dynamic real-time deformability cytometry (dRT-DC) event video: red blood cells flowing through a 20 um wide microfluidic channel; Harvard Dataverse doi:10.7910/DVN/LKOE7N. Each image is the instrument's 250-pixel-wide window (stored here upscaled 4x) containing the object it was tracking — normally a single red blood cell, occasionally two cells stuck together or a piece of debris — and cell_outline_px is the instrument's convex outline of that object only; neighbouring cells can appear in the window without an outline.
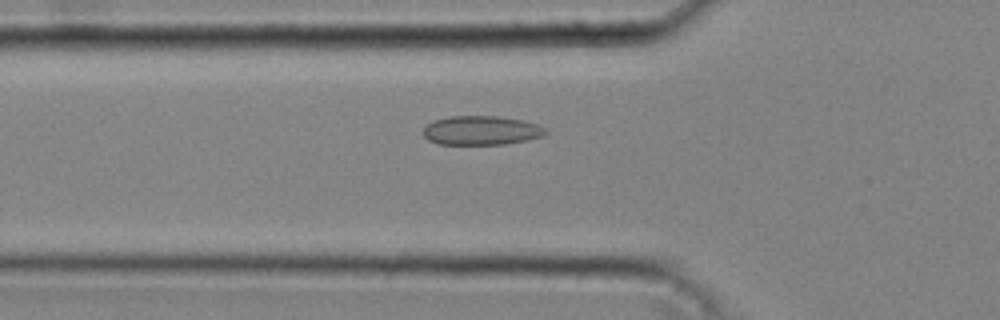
{"species": "common noctule bat (a hibernating species)", "species_latin": "Nyctalus noctula", "temperature_condition": "cold", "stored_images_in_passage": 41, "camera_frame_rate_fps": 3000, "um_per_image_px": 0.085, "animal": {"sex": "male", "body_mass_g": 20.4}, "frame": {"image": 1, "passage_image": 16, "time_ms": 5.0, "image_size_px": [1000, 320], "cell_outline_px": [[548, 132], [544, 136], [528, 140], [504, 144], [436, 144], [428, 140], [424, 136], [424, 128], [428, 124], [436, 120], [448, 116], [496, 116], [524, 120], [536, 124], [544, 128]], "centroid_in_image_um": [40.93, 11.09], "position_along_channel_um": 84.9, "area_um2": 20.75}}
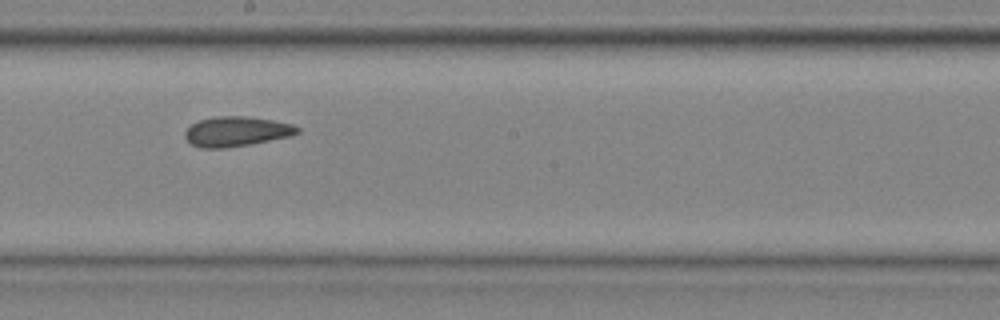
{"frame": {"image": 2, "passage_image": 26, "time_ms": 8.333, "image_size_px": [1000, 320], "cell_outline_px": [[300, 132], [292, 136], [248, 144], [224, 148], [200, 148], [192, 144], [184, 136], [184, 132], [192, 124], [200, 120], [216, 116], [244, 116], [272, 120], [292, 124], [300, 128]], "centroid_in_image_um": [20.11, 11.17], "position_along_channel_um": 228.1, "area_um2": 19.42}}
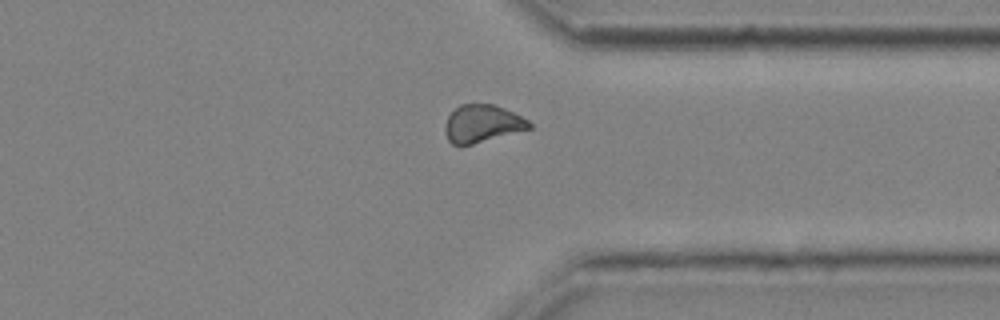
{"frame": {"image": 3, "passage_image": 36, "time_ms": 11.667, "image_size_px": [1000, 320], "cell_outline_px": [[532, 128], [472, 144], [452, 144], [448, 140], [444, 132], [444, 128], [448, 116], [460, 104], [492, 104], [504, 108], [528, 120], [532, 124]], "centroid_in_image_um": [40.98, 10.5], "position_along_channel_um": 370.4, "area_um2": 18.21}, "authors_computed_cell_mechanics": {"area_um2": 19.652, "velocity_mm_per_s": 4.3005, "shape_relaxation_time_tau1_ms": 5.2476, "shape_relaxation_time_tau2_ms": 2.8817, "deformation_change_tau1": 0.0713, "deformation_change_tau2": 0.057}}